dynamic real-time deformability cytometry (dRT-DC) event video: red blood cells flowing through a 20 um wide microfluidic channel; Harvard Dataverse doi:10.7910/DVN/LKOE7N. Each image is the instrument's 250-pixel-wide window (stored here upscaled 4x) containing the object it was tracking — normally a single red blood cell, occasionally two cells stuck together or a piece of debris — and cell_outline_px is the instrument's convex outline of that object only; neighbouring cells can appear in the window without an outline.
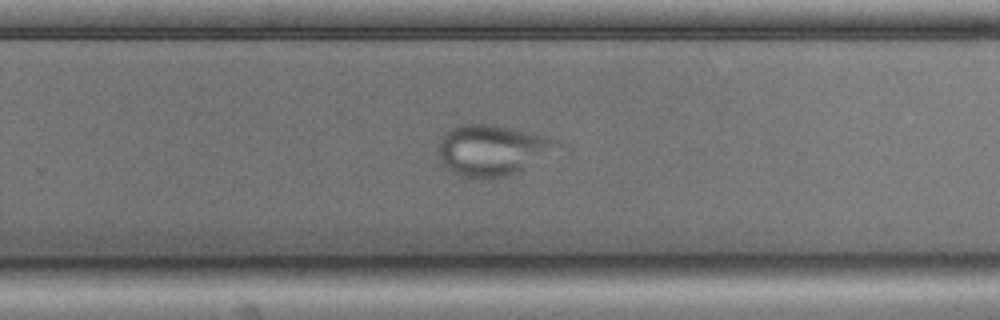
{"species": "common noctule bat (a hibernating species)", "species_latin": "Nyctalus noctula", "temperature_condition": "cold", "stored_images_in_passage": 54, "camera_frame_rate_fps": 3000, "um_per_image_px": 0.085, "animal": {"sex": "male", "body_mass_g": 17.9, "forearm_length_mm": 54.2}, "frame": {"image": 1, "passage_image": 34, "time_ms": 11.0, "image_size_px": [1000, 320], "cell_outline_px": [[568, 152], [508, 176], [464, 176], [452, 172], [444, 164], [440, 156], [440, 140], [444, 132], [448, 128], [460, 124], [488, 124], [548, 136], [560, 140], [568, 148]], "centroid_in_image_um": [42.09, 12.74], "position_along_channel_um": 287.7, "area_um2": 36.13}}